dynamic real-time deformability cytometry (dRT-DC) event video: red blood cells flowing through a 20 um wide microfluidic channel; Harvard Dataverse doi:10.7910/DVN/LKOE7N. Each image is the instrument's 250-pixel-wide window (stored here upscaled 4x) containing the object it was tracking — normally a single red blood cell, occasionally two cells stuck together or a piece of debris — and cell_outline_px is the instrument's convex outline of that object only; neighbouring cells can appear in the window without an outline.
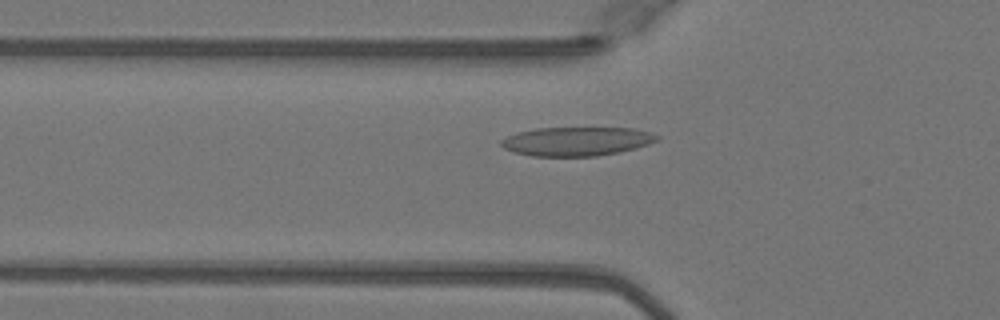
{"species": "Egyptian fruit bat (a non-hibernating species)", "species_latin": "Rousettus aegyptiacus", "temperature_condition": "warm", "stored_images_in_passage": 48, "camera_frame_rate_fps": 3000, "um_per_image_px": 0.085, "animal": {"sex": "female"}, "frame": {"image": 1, "passage_image": 16, "time_ms": 5.0, "image_size_px": [1000, 320], "cell_outline_px": [[660, 140], [636, 148], [596, 156], [532, 156], [512, 152], [504, 148], [500, 144], [500, 140], [516, 132], [536, 128], [632, 128], [652, 132], [660, 136]], "centroid_in_image_um": [49.01, 12.01], "position_along_channel_um": 76.8, "area_um2": 26.36}}
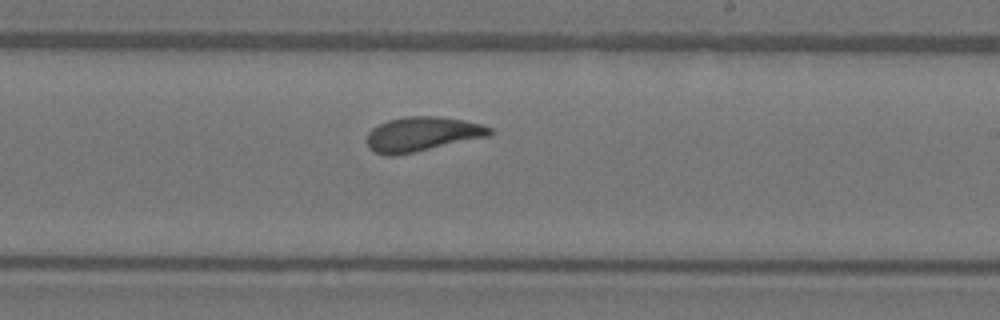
{"frame": {"image": 2, "passage_image": 29, "time_ms": 9.333, "image_size_px": [1000, 320], "cell_outline_px": [[492, 136], [392, 156], [388, 156], [372, 152], [368, 148], [368, 132], [372, 128], [388, 120], [404, 116], [440, 116], [464, 120], [480, 124], [492, 128]], "centroid_in_image_um": [35.89, 11.39], "position_along_channel_um": 253.1, "area_um2": 24.74}}
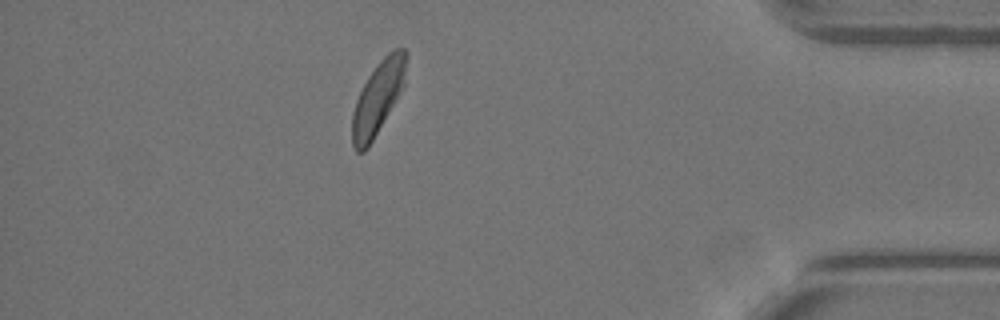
{"frame": {"image": 3, "passage_image": 43, "time_ms": 14.0, "image_size_px": [1000, 320], "cell_outline_px": [[408, 52], [404, 84], [400, 92], [368, 148], [364, 152], [356, 152], [352, 144], [352, 116], [356, 100], [368, 76], [376, 64], [392, 48], [404, 48]], "centroid_in_image_um": [32.13, 8.28], "position_along_channel_um": 403.1, "area_um2": 22.77}, "authors_computed_cell_mechanics": {"area_um2": 24.854, "velocity_mm_per_s": 4.0627, "shape_relaxation_time_tau1_ms": 2.8858, "shape_relaxation_time_tau2_ms": 1.3921, "deformation_change_tau1": 0.1332, "deformation_change_tau2": 0.063}}